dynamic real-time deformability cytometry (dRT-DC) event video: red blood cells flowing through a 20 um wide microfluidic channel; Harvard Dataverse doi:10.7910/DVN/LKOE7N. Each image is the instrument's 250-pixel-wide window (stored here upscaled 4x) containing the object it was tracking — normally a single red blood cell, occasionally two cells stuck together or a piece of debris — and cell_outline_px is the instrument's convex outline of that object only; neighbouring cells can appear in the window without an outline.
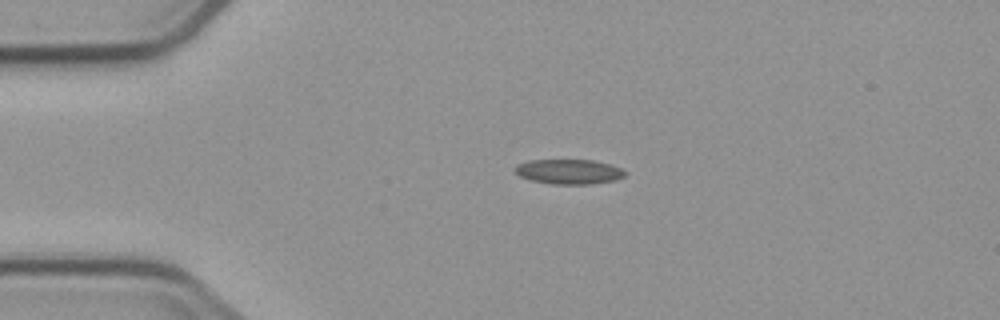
{"species": "common noctule bat (a hibernating species)", "species_latin": "Nyctalus noctula", "temperature_condition": "cold", "stored_images_in_passage": 2, "camera_frame_rate_fps": 3000, "um_per_image_px": 0.085, "animal": {"sex": "male", "body_mass_g": 23.1, "forearm_length_mm": 52.7}, "frame": {"image": 1, "passage_image": 1, "time_ms": 0.0, "image_size_px": [1000, 320], "cell_outline_px": [[628, 172], [624, 176], [616, 180], [588, 184], [552, 184], [532, 180], [520, 176], [512, 168], [516, 164], [528, 160], [592, 160], [612, 164]], "centroid_in_image_um": [48.36, 14.58], "position_along_channel_um": 36.6, "area_um2": 16.01}}